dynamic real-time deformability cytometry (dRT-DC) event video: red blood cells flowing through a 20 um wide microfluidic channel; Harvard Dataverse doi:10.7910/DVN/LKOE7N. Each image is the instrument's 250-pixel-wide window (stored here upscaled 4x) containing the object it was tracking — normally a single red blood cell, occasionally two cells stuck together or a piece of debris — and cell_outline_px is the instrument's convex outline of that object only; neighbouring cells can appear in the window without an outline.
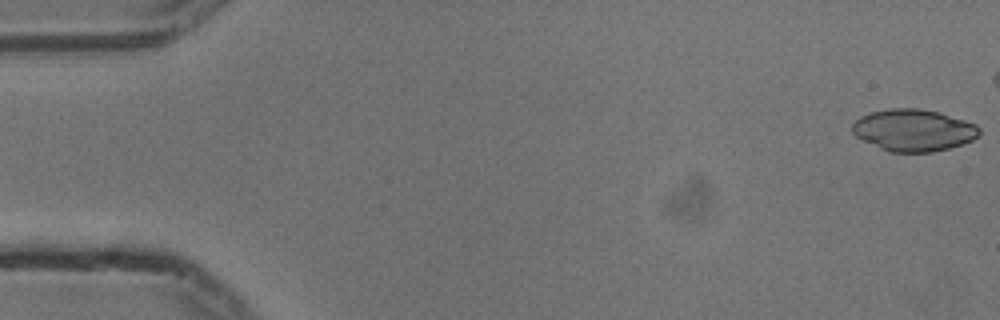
{"species": "common noctule bat (a hibernating species)", "species_latin": "Nyctalus noctula", "temperature_condition": "cold", "stored_images_in_passage": 13, "camera_frame_rate_fps": 3000, "um_per_image_px": 0.085, "animal": {"sex": "male", "body_mass_g": 13.3}, "frame": {"image": 1, "passage_image": 1, "time_ms": 0.0, "image_size_px": [1000, 320], "cell_outline_px": [[980, 132], [972, 140], [948, 148], [932, 152], [888, 152], [856, 136], [852, 132], [852, 124], [860, 116], [872, 112], [892, 108], [920, 108], [940, 112], [976, 124], [980, 128]], "centroid_in_image_um": [77.64, 11.06], "position_along_channel_um": 7.4, "area_um2": 30.87}}